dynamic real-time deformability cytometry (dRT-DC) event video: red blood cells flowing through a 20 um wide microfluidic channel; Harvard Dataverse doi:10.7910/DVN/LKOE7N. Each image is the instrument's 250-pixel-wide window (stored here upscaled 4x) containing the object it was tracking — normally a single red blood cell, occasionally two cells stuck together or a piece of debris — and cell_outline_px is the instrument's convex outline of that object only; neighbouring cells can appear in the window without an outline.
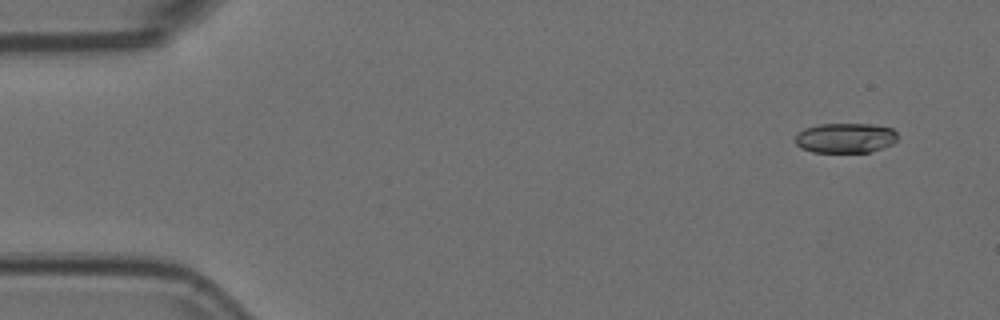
{"species": "Egyptian fruit bat (a non-hibernating species)", "species_latin": "Rousettus aegyptiacus", "temperature_condition": "room temperature", "stored_images_in_passage": 55, "camera_frame_rate_fps": 3000, "um_per_image_px": 0.085, "animal": {"sex": "female"}, "frame": {"image": 1, "passage_image": 4, "time_ms": 1.0, "image_size_px": [1000, 320], "cell_outline_px": [[896, 140], [892, 144], [872, 152], [812, 152], [800, 148], [792, 140], [804, 128], [816, 124], [872, 124], [892, 128], [896, 132]], "centroid_in_image_um": [71.82, 11.73], "position_along_channel_um": 13.2, "area_um2": 18.03}}
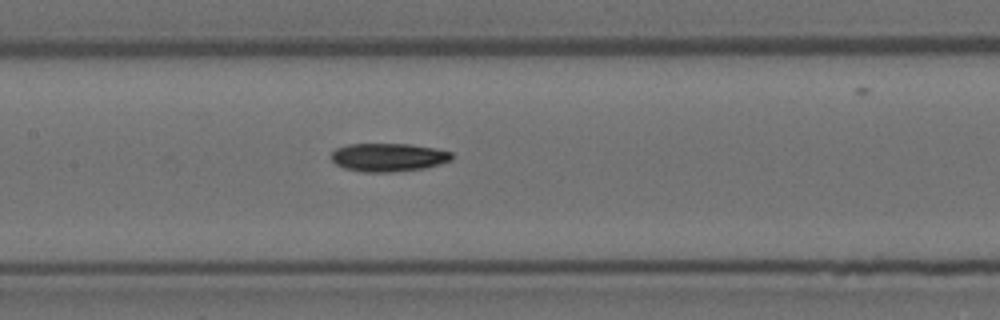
{"frame": {"image": 2, "passage_image": 26, "time_ms": 8.333, "image_size_px": [1000, 320], "cell_outline_px": [[452, 160], [440, 164], [424, 168], [388, 172], [364, 172], [344, 168], [336, 164], [332, 160], [332, 152], [336, 148], [348, 144], [412, 144], [452, 152]], "centroid_in_image_um": [33.0, 13.37], "position_along_channel_um": 174.4, "area_um2": 19.77}}
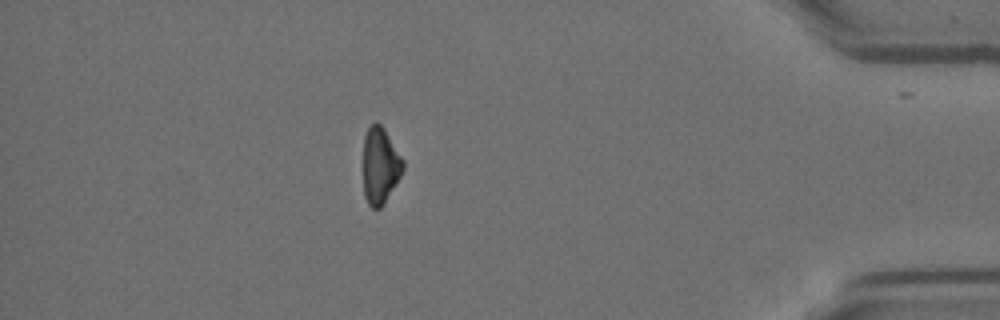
{"frame": {"image": 3, "passage_image": 48, "time_ms": 15.667, "image_size_px": [1000, 320], "cell_outline_px": [[404, 168], [400, 176], [384, 204], [380, 208], [372, 208], [368, 204], [364, 196], [364, 136], [368, 128], [376, 120], [384, 128], [404, 160]], "centroid_in_image_um": [32.32, 14.07], "position_along_channel_um": 402.9, "area_um2": 17.69}, "authors_computed_cell_mechanics": {"area_um2": 19.3052, "velocity_mm_per_s": 3.7478, "shape_relaxation_time_tau1_ms": 7.4918, "shape_relaxation_time_tau2_ms": null, "deformation_change_tau1": 0.2036, "deformation_change_tau2": null}}